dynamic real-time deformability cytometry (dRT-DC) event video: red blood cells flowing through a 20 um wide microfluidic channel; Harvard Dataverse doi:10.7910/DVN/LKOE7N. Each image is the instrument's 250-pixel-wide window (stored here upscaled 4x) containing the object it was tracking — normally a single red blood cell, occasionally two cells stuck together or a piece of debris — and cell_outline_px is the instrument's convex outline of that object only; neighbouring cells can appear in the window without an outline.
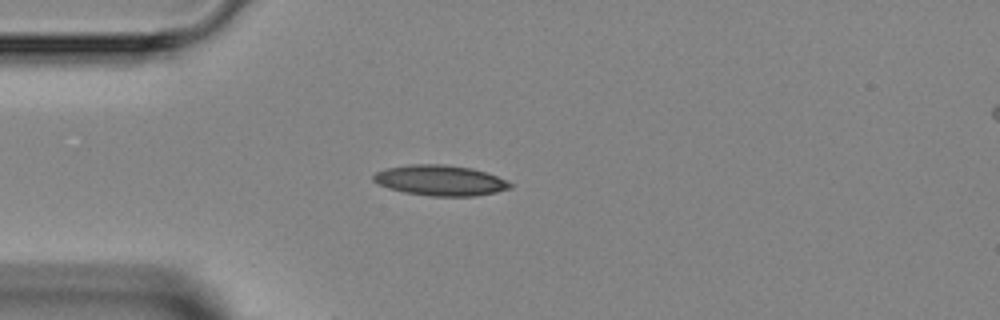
{"species": "Egyptian fruit bat (a non-hibernating species)", "species_latin": "Rousettus aegyptiacus", "temperature_condition": "room temperature", "stored_images_in_passage": 3, "camera_frame_rate_fps": 3000, "um_per_image_px": 0.085, "animal": {"sex": "female"}, "frame": {"image": 1, "passage_image": 3, "time_ms": 2.333, "image_size_px": [1000, 320], "cell_outline_px": [[512, 188], [496, 192], [476, 196], [432, 196], [404, 192], [388, 188], [372, 180], [372, 176], [376, 172], [384, 168], [412, 164], [444, 164], [472, 168], [496, 176], [512, 184]], "centroid_in_image_um": [37.39, 15.33], "position_along_channel_um": 47.6, "area_um2": 24.22}}